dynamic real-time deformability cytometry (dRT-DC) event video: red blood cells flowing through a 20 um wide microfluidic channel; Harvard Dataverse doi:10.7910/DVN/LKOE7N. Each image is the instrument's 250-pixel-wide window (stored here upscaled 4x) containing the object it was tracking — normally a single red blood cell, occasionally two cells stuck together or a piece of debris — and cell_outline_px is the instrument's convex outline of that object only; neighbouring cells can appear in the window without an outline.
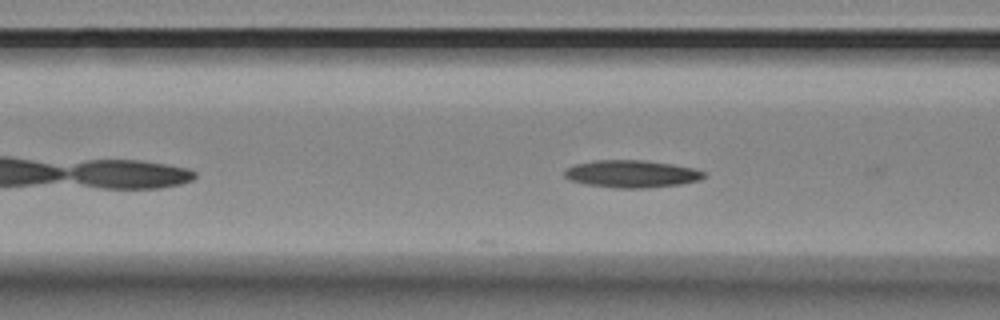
{"species": "Egyptian fruit bat (a non-hibernating species)", "species_latin": "Rousettus aegyptiacus", "temperature_condition": "room temperature", "stored_images_in_passage": 5, "camera_frame_rate_fps": 3000, "um_per_image_px": 0.085, "animal": {"sex": "female"}, "frame": {"image": 1, "passage_image": 5, "time_ms": 1.333, "image_size_px": [1000, 320], "cell_outline_px": [[708, 176], [700, 180], [680, 184], [644, 188], [616, 188], [584, 184], [572, 180], [564, 176], [564, 172], [568, 168], [576, 164], [592, 160], [644, 160], [672, 164], [696, 168], [704, 172]], "centroid_in_image_um": [53.73, 14.77], "position_along_channel_um": 112.9, "area_um2": 22.31}}